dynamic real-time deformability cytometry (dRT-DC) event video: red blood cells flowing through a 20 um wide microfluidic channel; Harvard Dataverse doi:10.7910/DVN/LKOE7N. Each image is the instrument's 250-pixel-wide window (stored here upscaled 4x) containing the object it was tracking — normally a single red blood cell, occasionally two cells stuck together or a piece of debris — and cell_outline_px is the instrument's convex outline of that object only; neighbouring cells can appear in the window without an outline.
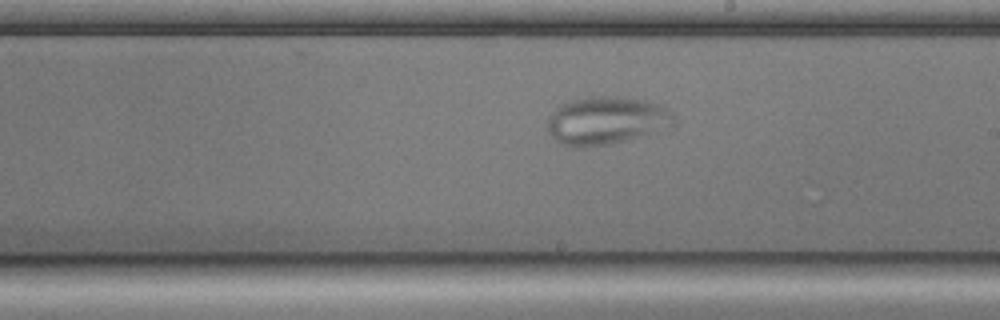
{"species": "common noctule bat (a hibernating species)", "species_latin": "Nyctalus noctula", "temperature_condition": "cold", "stored_images_in_passage": 50, "camera_frame_rate_fps": 3000, "um_per_image_px": 0.085, "animal": {"sex": "male", "body_mass_g": 17.9, "forearm_length_mm": 54.2}, "frame": {"image": 1, "passage_image": 25, "time_ms": 8.0, "image_size_px": [1000, 320], "cell_outline_px": [[676, 124], [648, 136], [612, 144], [576, 148], [572, 148], [560, 144], [548, 132], [548, 120], [552, 112], [560, 104], [572, 100], [588, 96], [616, 96], [644, 100], [660, 104], [668, 108], [676, 116]], "centroid_in_image_um": [51.59, 10.26], "position_along_channel_um": 237.4, "area_um2": 36.18}}
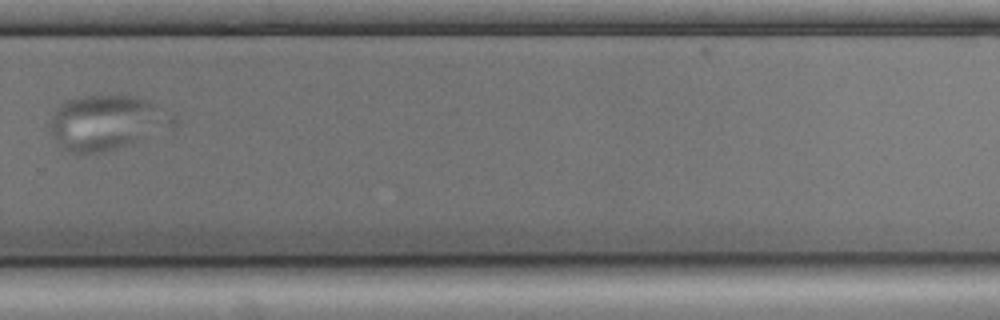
{"frame": {"image": 2, "passage_image": 32, "time_ms": 10.333, "image_size_px": [1000, 320], "cell_outline_px": [[152, 108], [136, 136], [132, 140], [116, 148], [96, 152], [72, 152], [64, 148], [52, 136], [48, 128], [52, 116], [56, 108], [68, 100], [84, 96], [132, 96], [144, 100], [152, 104]], "centroid_in_image_um": [8.35, 10.39], "position_along_channel_um": 321.5, "area_um2": 32.77}}